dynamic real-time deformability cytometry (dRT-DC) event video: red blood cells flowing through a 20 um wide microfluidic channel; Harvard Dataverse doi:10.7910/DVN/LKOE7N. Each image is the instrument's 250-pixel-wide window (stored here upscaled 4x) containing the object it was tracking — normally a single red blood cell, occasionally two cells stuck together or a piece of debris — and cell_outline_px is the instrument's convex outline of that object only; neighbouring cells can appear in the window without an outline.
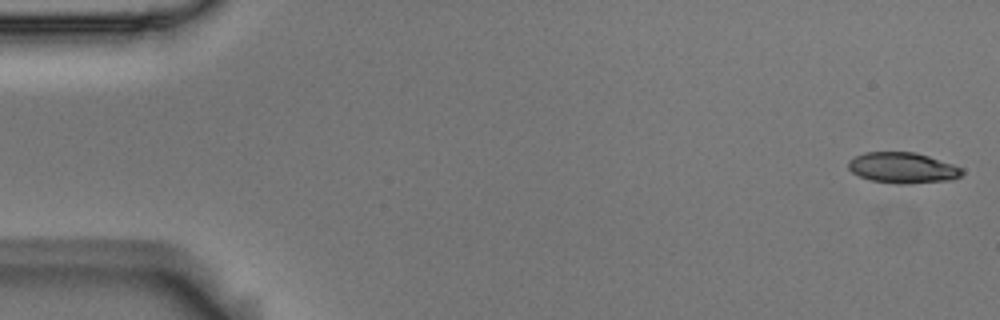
{"species": "Egyptian fruit bat (a non-hibernating species)", "species_latin": "Rousettus aegyptiacus", "temperature_condition": "room temperature", "stored_images_in_passage": 54, "camera_frame_rate_fps": 3000, "um_per_image_px": 0.085, "animal": {"sex": "male"}, "frame": {"image": 1, "passage_image": 1, "time_ms": 0.0, "image_size_px": [1000, 320], "cell_outline_px": [[964, 172], [960, 176], [952, 180], [908, 184], [896, 184], [872, 180], [860, 176], [852, 172], [848, 168], [848, 160], [864, 152], [916, 152], [964, 168]], "centroid_in_image_um": [76.74, 14.27], "position_along_channel_um": 8.3, "area_um2": 20.46}}
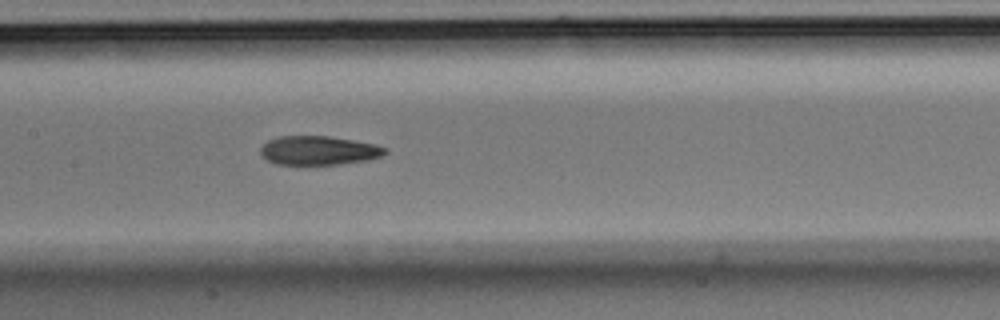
{"frame": {"image": 2, "passage_image": 26, "time_ms": 8.333, "image_size_px": [1000, 320], "cell_outline_px": [[388, 152], [380, 156], [368, 160], [340, 164], [276, 164], [268, 160], [260, 152], [260, 148], [268, 140], [280, 136], [328, 136], [376, 144], [388, 148]], "centroid_in_image_um": [27.12, 12.78], "position_along_channel_um": 180.3, "area_um2": 20.92}}
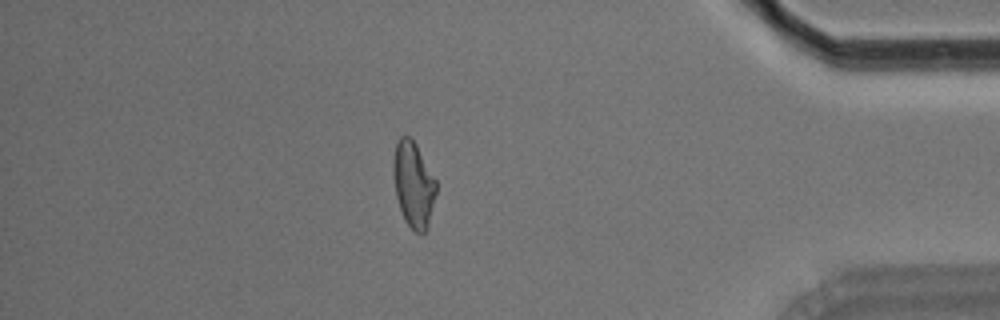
{"frame": {"image": 3, "passage_image": 47, "time_ms": 15.333, "image_size_px": [1000, 320], "cell_outline_px": [[436, 192], [428, 228], [420, 236], [404, 220], [396, 196], [392, 172], [392, 160], [396, 144], [400, 136], [408, 136], [416, 144], [436, 180]], "centroid_in_image_um": [35.13, 15.69], "position_along_channel_um": 400.1, "area_um2": 21.44}, "authors_computed_cell_mechanics": {"area_um2": 21.5305, "velocity_mm_per_s": 3.6732, "shape_relaxation_time_tau1_ms": 10.6052, "shape_relaxation_time_tau2_ms": 3.5033, "deformation_change_tau1": 0.2878, "deformation_change_tau2": 0.1252}}